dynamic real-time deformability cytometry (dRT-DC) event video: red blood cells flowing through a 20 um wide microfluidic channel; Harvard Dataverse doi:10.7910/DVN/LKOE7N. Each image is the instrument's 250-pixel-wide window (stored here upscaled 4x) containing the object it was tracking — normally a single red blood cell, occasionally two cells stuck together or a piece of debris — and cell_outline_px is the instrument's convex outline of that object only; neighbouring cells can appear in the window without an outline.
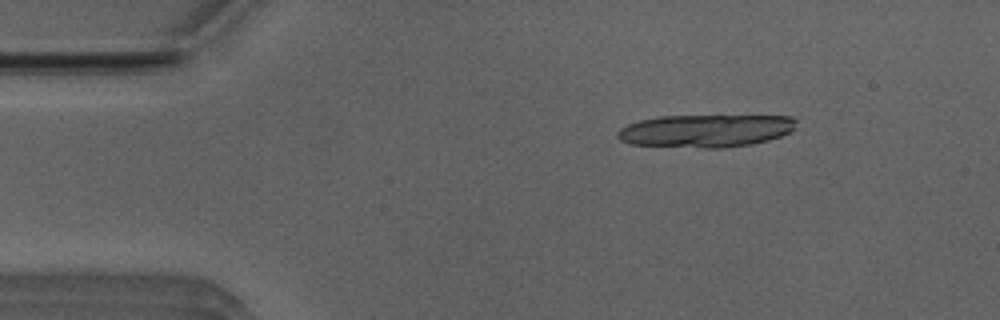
{"species": "Egyptian fruit bat (a non-hibernating species)", "species_latin": "Rousettus aegyptiacus", "temperature_condition": "room temperature", "stored_images_in_passage": 11, "camera_frame_rate_fps": 3000, "um_per_image_px": 0.085, "animal": {"sex": "male"}, "frame": {"image": 1, "passage_image": 1, "time_ms": 0.0, "image_size_px": [1000, 320], "cell_outline_px": [[796, 128], [780, 136], [768, 140], [752, 144], [724, 148], [704, 148], [628, 144], [620, 140], [616, 136], [616, 132], [620, 128], [628, 124], [640, 120], [660, 116], [792, 116], [796, 120]], "centroid_in_image_um": [59.96, 11.12], "position_along_channel_um": 25.0, "area_um2": 34.22}}